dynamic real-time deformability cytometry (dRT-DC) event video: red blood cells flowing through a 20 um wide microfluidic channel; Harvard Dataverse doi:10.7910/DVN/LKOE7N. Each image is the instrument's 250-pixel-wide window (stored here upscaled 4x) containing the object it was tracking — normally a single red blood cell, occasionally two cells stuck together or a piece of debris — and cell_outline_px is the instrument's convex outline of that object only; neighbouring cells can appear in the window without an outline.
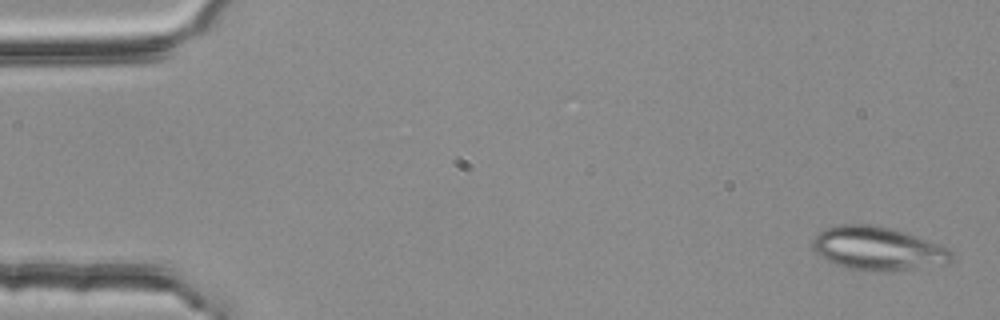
{"species": "common noctule bat (a hibernating species)", "species_latin": "Nyctalus noctula", "temperature_condition": "room temperature", "stored_images_in_passage": 3, "camera_frame_rate_fps": 3000, "um_per_image_px": 0.085, "animal": {"sex": "female", "body_mass_g": 25.1}, "frame": {"image": 1, "passage_image": 1, "time_ms": 0.0, "image_size_px": [1000, 320], "cell_outline_px": [[952, 260], [948, 264], [888, 272], [872, 272], [848, 268], [836, 264], [820, 256], [812, 248], [812, 240], [820, 232], [836, 224], [872, 224], [892, 228], [916, 236], [948, 248], [952, 252]], "centroid_in_image_um": [74.62, 21.14], "position_along_channel_um": 10.4, "area_um2": 35.37}}